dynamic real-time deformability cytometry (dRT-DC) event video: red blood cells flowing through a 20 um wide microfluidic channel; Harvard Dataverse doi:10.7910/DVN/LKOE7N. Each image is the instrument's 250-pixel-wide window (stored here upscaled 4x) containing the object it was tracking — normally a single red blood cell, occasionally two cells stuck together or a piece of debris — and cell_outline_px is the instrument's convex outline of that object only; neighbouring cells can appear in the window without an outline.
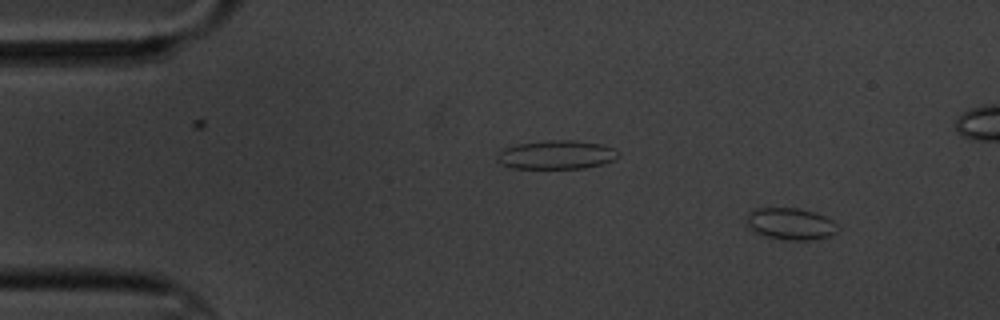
{"species": "common noctule bat (a hibernating species)", "species_latin": "Nyctalus noctula", "temperature_condition": "cold", "stored_images_in_passage": 5, "camera_frame_rate_fps": 3000, "um_per_image_px": 0.085, "animal": {"sex": "male", "body_mass_g": 20.1, "forearm_length_mm": 53.5}, "frame": {"image": 1, "passage_image": 1, "time_ms": 0.0, "image_size_px": [1000, 320], "cell_outline_px": [[840, 232], [832, 236], [808, 240], [780, 240], [756, 232], [748, 224], [748, 212], [756, 208], [796, 208], [812, 212], [824, 216], [832, 220], [840, 228]], "centroid_in_image_um": [67.26, 19.04], "position_along_channel_um": 17.7, "area_um2": 16.82}}